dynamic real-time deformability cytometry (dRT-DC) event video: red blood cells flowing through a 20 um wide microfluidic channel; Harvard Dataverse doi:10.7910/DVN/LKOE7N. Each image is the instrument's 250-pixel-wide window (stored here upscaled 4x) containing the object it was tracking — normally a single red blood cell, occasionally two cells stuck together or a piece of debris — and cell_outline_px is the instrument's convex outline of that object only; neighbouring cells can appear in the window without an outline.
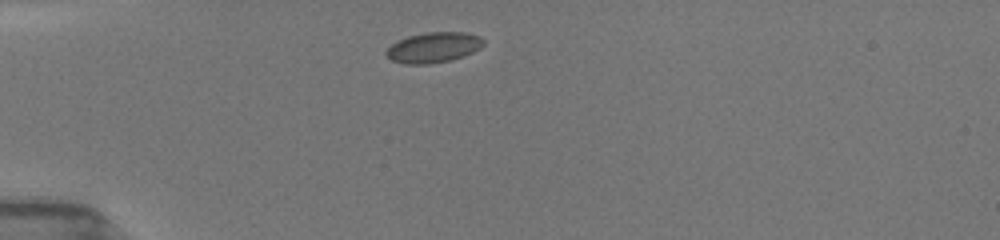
{"species": "common noctule bat (a hibernating species)", "species_latin": "Nyctalus noctula", "temperature_condition": "room temperature", "stored_images_in_passage": 38, "camera_frame_rate_fps": 3000, "um_per_image_px": 0.085, "animal": {"sex": "female", "body_mass_g": 19.5, "forearm_length_mm": 54.1}, "frame": {"image": 1, "passage_image": 1, "time_ms": 0.0, "image_size_px": [1000, 240], "cell_outline_px": [[484, 44], [480, 48], [464, 56], [452, 60], [428, 64], [404, 64], [392, 60], [384, 52], [396, 40], [408, 36], [428, 32], [464, 32], [480, 36], [484, 40]], "centroid_in_image_um": [36.85, 4.03], "position_along_channel_um": 48.1, "area_um2": 17.28}}
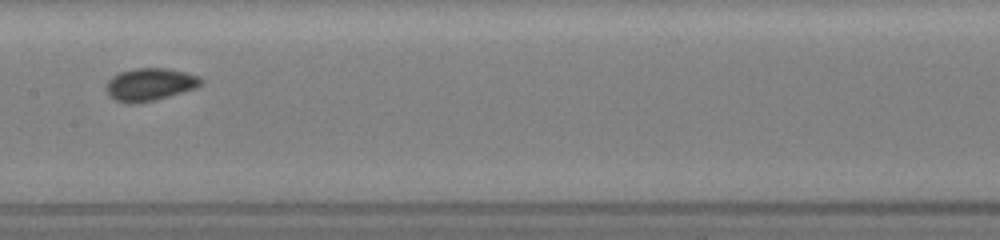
{"frame": {"image": 2, "passage_image": 14, "time_ms": 4.333, "image_size_px": [1000, 240], "cell_outline_px": [[204, 80], [196, 88], [168, 96], [136, 104], [128, 104], [116, 100], [108, 96], [104, 88], [108, 80], [112, 76], [120, 72], [136, 68], [168, 68], [200, 76]], "centroid_in_image_um": [12.7, 7.17], "position_along_channel_um": 194.7, "area_um2": 18.09}}
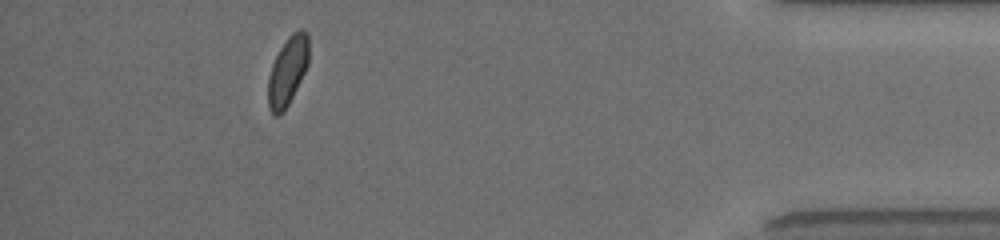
{"frame": {"image": 3, "passage_image": 34, "time_ms": 11.0, "image_size_px": [1000, 240], "cell_outline_px": [[308, 64], [284, 112], [280, 116], [272, 116], [268, 108], [268, 76], [272, 64], [280, 48], [288, 36], [292, 32], [300, 28], [304, 28], [308, 32]], "centroid_in_image_um": [24.43, 6.03], "position_along_channel_um": 410.8, "area_um2": 16.42}, "authors_computed_cell_mechanics": {"area_um2": 16.6464, "velocity_mm_per_s": 3.9563, "shape_relaxation_time_tau1_ms": 4.9191, "shape_relaxation_time_tau2_ms": 0.9194, "deformation_change_tau1": 0.0765, "deformation_change_tau2": 0.0321}}